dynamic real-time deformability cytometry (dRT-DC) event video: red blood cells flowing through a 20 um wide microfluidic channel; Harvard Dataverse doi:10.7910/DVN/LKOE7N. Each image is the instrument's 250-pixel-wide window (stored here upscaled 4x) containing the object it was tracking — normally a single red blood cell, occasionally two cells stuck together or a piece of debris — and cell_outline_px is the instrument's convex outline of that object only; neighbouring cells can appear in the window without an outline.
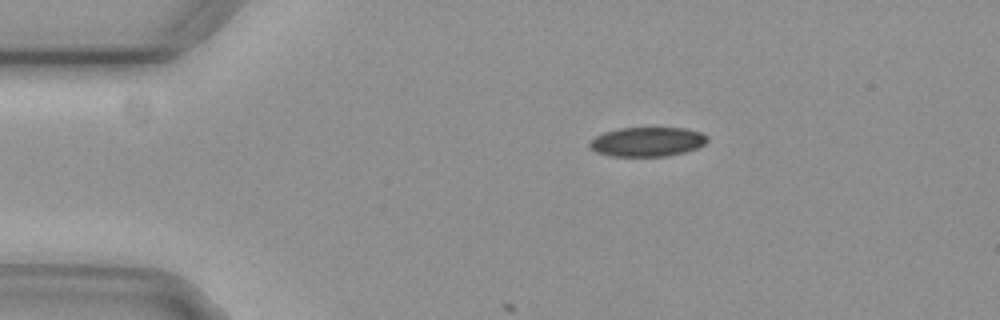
{"species": "common noctule bat (a hibernating species)", "species_latin": "Nyctalus noctula", "temperature_condition": "cold", "stored_images_in_passage": 6, "camera_frame_rate_fps": 3000, "um_per_image_px": 0.085, "animal": {"sex": "female", "body_mass_g": 29.2, "forearm_length_mm": 56.3}, "frame": {"image": 1, "passage_image": 1, "time_ms": 0.0, "image_size_px": [1000, 320], "cell_outline_px": [[708, 140], [704, 144], [696, 148], [684, 152], [668, 156], [612, 156], [596, 152], [588, 144], [596, 136], [604, 132], [620, 128], [684, 128], [700, 132], [708, 136]], "centroid_in_image_um": [55.03, 12.05], "position_along_channel_um": 30.0, "area_um2": 20.0}}